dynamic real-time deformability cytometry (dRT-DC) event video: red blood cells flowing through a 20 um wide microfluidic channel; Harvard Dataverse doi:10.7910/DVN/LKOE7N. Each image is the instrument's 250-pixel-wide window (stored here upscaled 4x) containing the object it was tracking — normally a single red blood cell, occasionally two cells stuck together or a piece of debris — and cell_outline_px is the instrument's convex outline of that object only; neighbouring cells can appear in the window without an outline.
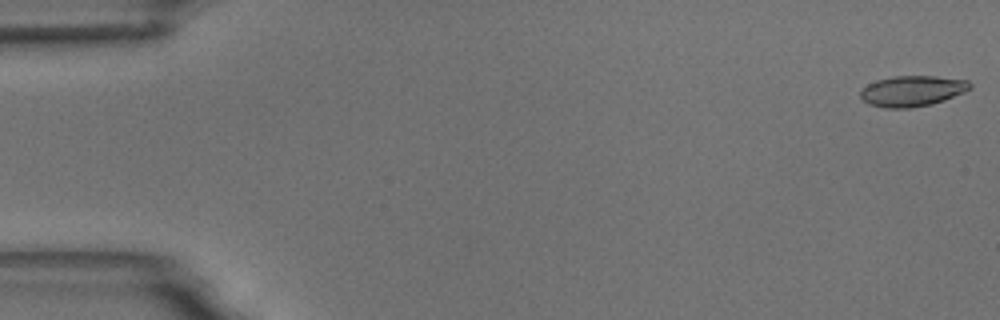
{"species": "common noctule bat (a hibernating species)", "species_latin": "Nyctalus noctula", "temperature_condition": "room temperature", "stored_images_in_passage": 56, "segment_of_instrument_passage": [1, 2], "camera_frame_rate_fps": 3000, "um_per_image_px": 0.085, "animal": {"sex": "male", "body_mass_g": 18.8}, "frame": {"image": 1, "passage_image": 1, "time_ms": 0.0, "image_size_px": [1000, 320], "cell_outline_px": [[972, 88], [964, 92], [944, 100], [932, 104], [912, 108], [884, 108], [868, 104], [860, 96], [860, 88], [876, 80], [892, 76], [936, 76], [968, 80], [972, 84]], "centroid_in_image_um": [77.53, 7.73], "position_along_channel_um": 7.5, "area_um2": 19.83}}
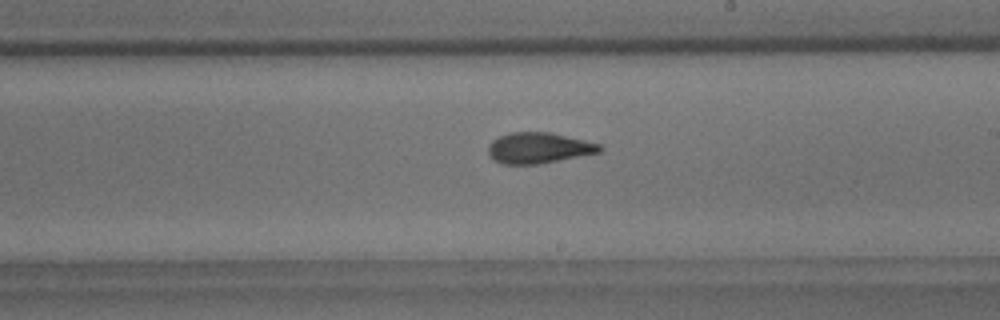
{"frame": {"image": 2, "passage_image": 32, "time_ms": 10.333, "image_size_px": [1000, 320], "cell_outline_px": [[604, 148], [600, 152], [540, 164], [500, 164], [488, 156], [488, 144], [492, 140], [508, 132], [548, 132], [584, 140], [600, 144]], "centroid_in_image_um": [45.75, 12.58], "position_along_channel_um": 243.3, "area_um2": 20.11}}
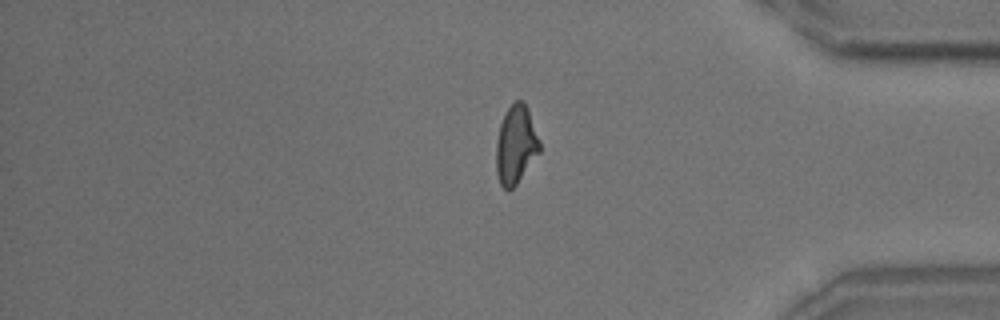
{"frame": {"image": 3, "passage_image": 46, "time_ms": 15.0, "image_size_px": [1000, 320], "cell_outline_px": [[540, 152], [516, 184], [508, 192], [500, 184], [496, 172], [496, 140], [500, 124], [508, 108], [516, 100], [524, 100], [528, 108], [540, 140]], "centroid_in_image_um": [43.85, 12.3], "position_along_channel_um": 391.4, "area_um2": 19.94}}